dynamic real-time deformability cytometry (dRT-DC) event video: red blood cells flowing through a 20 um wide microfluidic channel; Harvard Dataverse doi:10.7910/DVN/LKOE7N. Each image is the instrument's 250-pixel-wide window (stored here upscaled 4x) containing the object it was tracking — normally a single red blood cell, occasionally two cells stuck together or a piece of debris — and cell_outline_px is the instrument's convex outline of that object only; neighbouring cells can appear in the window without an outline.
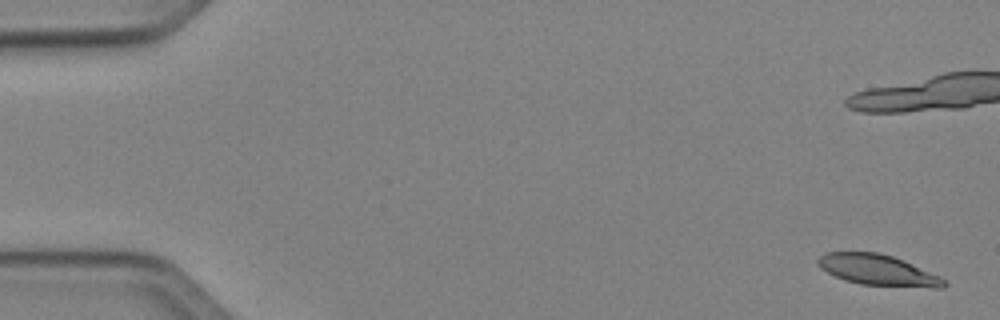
{"species": "Egyptian fruit bat (a non-hibernating species)", "species_latin": "Rousettus aegyptiacus", "temperature_condition": "cold", "stored_images_in_passage": 12, "camera_frame_rate_fps": 3000, "um_per_image_px": 0.085, "animal": {"sex": "female"}, "frame": {"image": 1, "passage_image": 1, "time_ms": 0.0, "image_size_px": [1000, 320], "cell_outline_px": [[948, 284], [944, 288], [936, 288], [860, 284], [844, 280], [820, 268], [816, 264], [816, 260], [820, 256], [828, 252], [876, 252], [892, 256], [940, 276]], "centroid_in_image_um": [74.61, 22.96], "position_along_channel_um": 10.4, "area_um2": 22.43}}
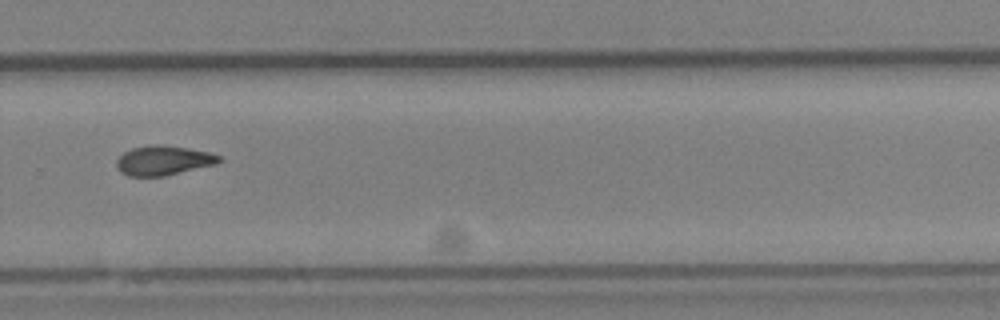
{"frame": {"image": 2, "passage_image": 12, "time_ms": 13.667, "image_size_px": [1000, 320], "cell_outline_px": [[224, 160], [216, 164], [164, 176], [128, 176], [120, 172], [116, 164], [116, 160], [124, 152], [132, 148], [152, 144], [156, 144], [184, 148], [208, 152], [220, 156]], "centroid_in_image_um": [13.87, 13.64], "position_along_channel_um": 315.9, "area_um2": 17.51}}